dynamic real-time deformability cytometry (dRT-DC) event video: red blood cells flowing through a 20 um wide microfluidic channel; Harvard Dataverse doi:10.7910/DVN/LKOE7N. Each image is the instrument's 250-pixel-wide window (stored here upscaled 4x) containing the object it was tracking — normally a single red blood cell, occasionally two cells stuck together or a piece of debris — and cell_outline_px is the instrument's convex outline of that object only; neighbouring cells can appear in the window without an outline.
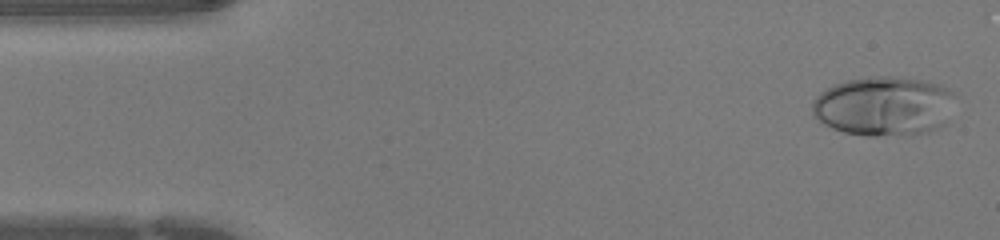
{"species": "human", "species_latin": "Homo sapiens", "temperature_condition": "warm", "stored_images_in_passage": 40, "camera_frame_rate_fps": 3000, "um_per_image_px": 0.085, "donor": {"sex": "female"}, "frame": {"image": 1, "passage_image": 2, "time_ms": 0.333, "image_size_px": [1000, 240], "cell_outline_px": [[952, 96], [944, 124], [928, 132], [908, 136], [868, 136], [844, 132], [820, 124], [812, 112], [812, 100], [820, 92], [832, 84], [848, 80], [880, 76], [892, 76], [920, 80], [940, 84], [948, 88], [952, 92]], "centroid_in_image_um": [75.05, 9.04], "position_along_channel_um": 9.9, "area_um2": 49.59}}
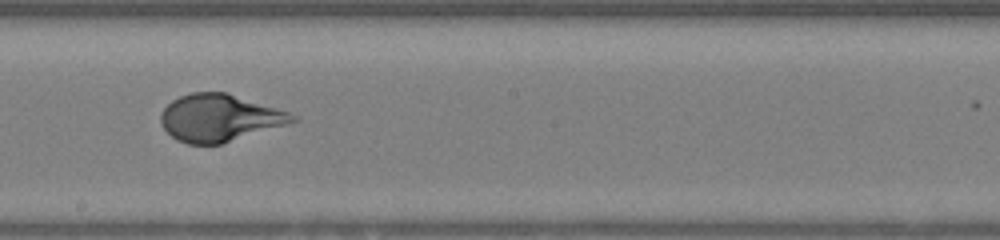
{"frame": {"image": 2, "passage_image": 24, "time_ms": 7.667, "image_size_px": [1000, 240], "cell_outline_px": [[300, 120], [288, 124], [220, 144], [188, 144], [176, 140], [160, 124], [160, 112], [172, 100], [180, 96], [192, 92], [228, 92], [288, 112], [296, 116]], "centroid_in_image_um": [18.64, 10.01], "position_along_channel_um": 229.6, "area_um2": 36.13}}
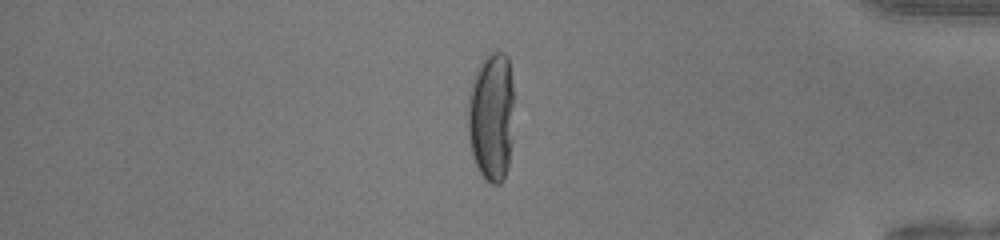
{"frame": {"image": 3, "passage_image": 37, "time_ms": 12.0, "image_size_px": [1000, 240], "cell_outline_px": [[512, 140], [508, 164], [504, 180], [500, 184], [492, 184], [480, 172], [472, 156], [468, 136], [468, 100], [476, 68], [488, 52], [504, 52], [508, 56], [512, 84]], "centroid_in_image_um": [41.76, 9.9], "position_along_channel_um": 393.4, "area_um2": 34.74}}